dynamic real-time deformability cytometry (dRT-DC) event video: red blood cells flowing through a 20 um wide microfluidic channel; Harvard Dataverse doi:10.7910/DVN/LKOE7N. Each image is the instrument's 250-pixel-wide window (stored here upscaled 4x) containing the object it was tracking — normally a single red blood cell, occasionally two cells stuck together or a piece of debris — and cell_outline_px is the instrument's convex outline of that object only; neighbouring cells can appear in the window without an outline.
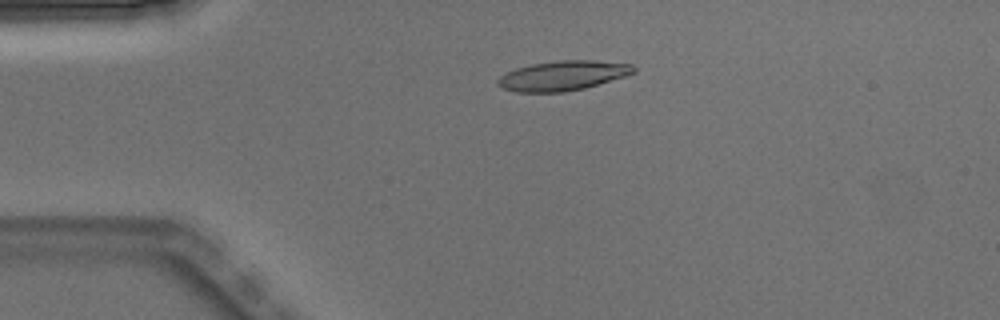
{"species": "Egyptian fruit bat (a non-hibernating species)", "species_latin": "Rousettus aegyptiacus", "temperature_condition": "warm", "stored_images_in_passage": 6, "camera_frame_rate_fps": 3000, "um_per_image_px": 0.085, "animal": {"sex": "male"}, "frame": {"image": 1, "passage_image": 3, "time_ms": 0.667, "image_size_px": [1000, 320], "cell_outline_px": [[636, 72], [624, 76], [584, 88], [564, 92], [516, 92], [504, 88], [496, 84], [496, 80], [500, 76], [516, 68], [532, 64], [560, 60], [592, 60], [632, 64], [636, 68]], "centroid_in_image_um": [47.83, 6.43], "position_along_channel_um": 37.2, "area_um2": 23.35}}